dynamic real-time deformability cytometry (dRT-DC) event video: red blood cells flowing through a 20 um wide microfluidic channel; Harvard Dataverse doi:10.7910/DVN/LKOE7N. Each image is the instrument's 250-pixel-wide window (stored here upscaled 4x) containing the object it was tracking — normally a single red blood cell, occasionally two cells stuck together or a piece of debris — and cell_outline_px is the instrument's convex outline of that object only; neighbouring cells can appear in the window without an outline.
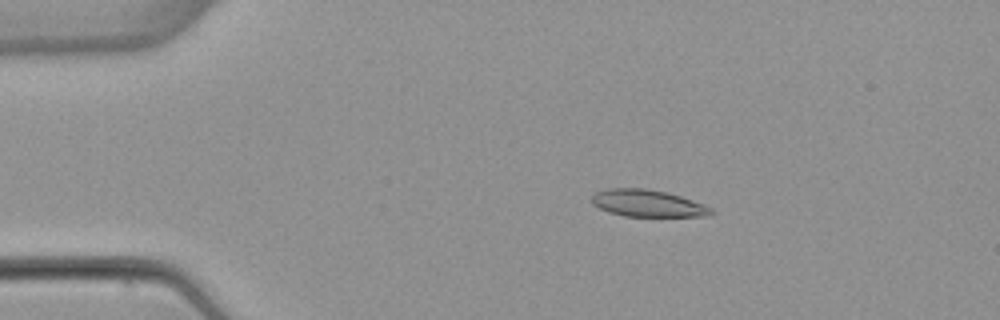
{"species": "common noctule bat (a hibernating species)", "species_latin": "Nyctalus noctula", "temperature_condition": "warm", "stored_images_in_passage": 53, "camera_frame_rate_fps": 3000, "um_per_image_px": 0.085, "animal": {"sex": "female", "body_mass_g": 22.7, "forearm_length_mm": 54.2}, "frame": {"image": 1, "passage_image": 10, "time_ms": 3.0, "image_size_px": [1000, 320], "cell_outline_px": [[716, 212], [712, 216], [624, 216], [608, 212], [592, 204], [592, 196], [596, 192], [604, 188], [644, 188], [668, 192], [704, 204], [712, 208]], "centroid_in_image_um": [55.07, 17.28], "position_along_channel_um": 29.9, "area_um2": 18.96}}
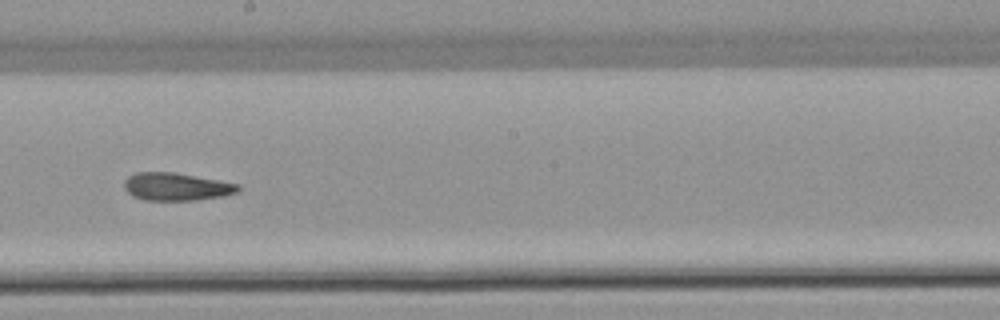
{"frame": {"image": 2, "passage_image": 30, "time_ms": 9.667, "image_size_px": [1000, 320], "cell_outline_px": [[240, 188], [236, 192], [220, 196], [196, 200], [144, 200], [132, 196], [124, 188], [124, 180], [128, 176], [136, 172], [176, 172], [240, 184]], "centroid_in_image_um": [14.95, 15.86], "position_along_channel_um": 233.2, "area_um2": 18.44}}
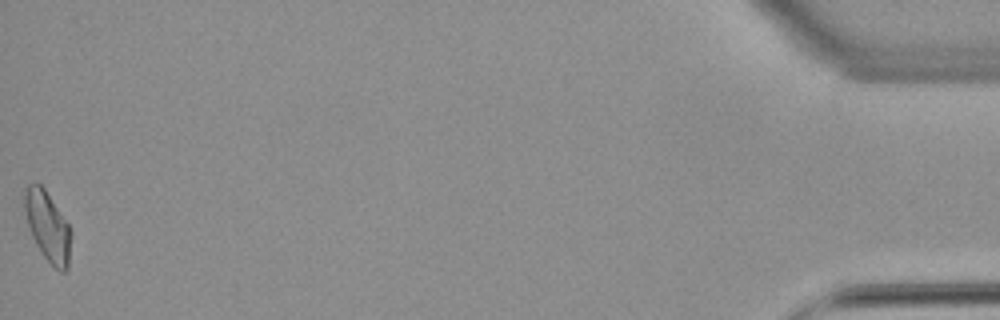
{"frame": {"image": 3, "passage_image": 53, "time_ms": 17.333, "image_size_px": [1000, 320], "cell_outline_px": [[72, 236], [68, 268], [64, 272], [60, 272], [40, 252], [32, 236], [28, 224], [24, 208], [24, 192], [28, 184], [36, 180], [44, 188], [68, 224], [72, 232]], "centroid_in_image_um": [4.06, 19.23], "position_along_channel_um": 431.1, "area_um2": 18.9}, "authors_computed_cell_mechanics": {"area_um2": 18.785, "velocity_mm_per_s": 3.8908, "shape_relaxation_time_tau1_ms": null, "shape_relaxation_time_tau2_ms": 5.0792, "deformation_change_tau1": null, "deformation_change_tau2": 0.1477}}